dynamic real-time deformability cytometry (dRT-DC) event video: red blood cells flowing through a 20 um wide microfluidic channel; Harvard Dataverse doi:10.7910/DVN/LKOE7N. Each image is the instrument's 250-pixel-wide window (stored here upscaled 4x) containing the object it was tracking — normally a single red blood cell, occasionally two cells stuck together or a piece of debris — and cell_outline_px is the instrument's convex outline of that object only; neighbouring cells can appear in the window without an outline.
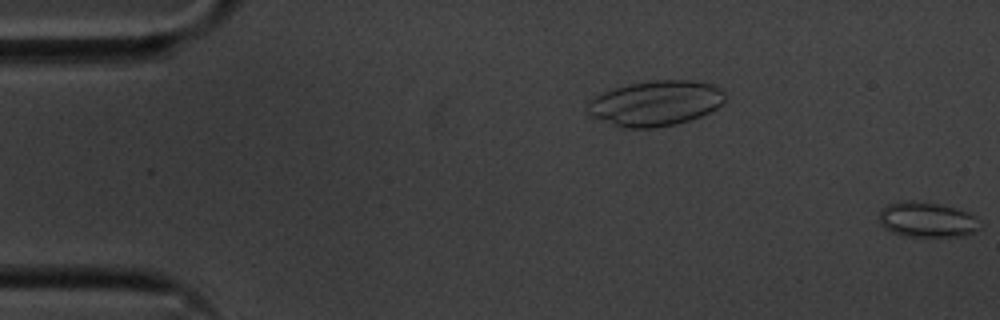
{"species": "common noctule bat (a hibernating species)", "species_latin": "Nyctalus noctula", "temperature_condition": "cold", "stored_images_in_passage": 10, "camera_frame_rate_fps": 3000, "um_per_image_px": 0.085, "animal": {"sex": "male", "body_mass_g": 20.1, "forearm_length_mm": 53.5}, "frame": {"image": 1, "passage_image": 10, "time_ms": 3.0, "image_size_px": [1000, 320], "cell_outline_px": [[980, 228], [972, 232], [960, 236], [908, 236], [892, 232], [884, 228], [880, 224], [880, 212], [888, 204], [904, 200], [912, 200], [936, 204], [968, 212], [976, 216]], "centroid_in_image_um": [78.77, 18.67], "position_along_channel_um": 6.2, "area_um2": 20.29}}